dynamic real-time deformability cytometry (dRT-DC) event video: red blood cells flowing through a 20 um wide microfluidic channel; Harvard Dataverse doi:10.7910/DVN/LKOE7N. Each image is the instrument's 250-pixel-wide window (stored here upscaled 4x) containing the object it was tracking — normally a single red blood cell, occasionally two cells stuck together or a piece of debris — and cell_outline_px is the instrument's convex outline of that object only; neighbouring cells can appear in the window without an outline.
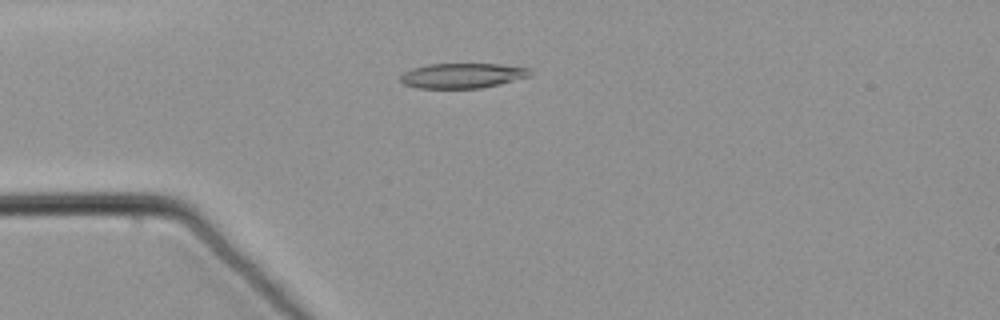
{"species": "common noctule bat (a hibernating species)", "species_latin": "Nyctalus noctula", "temperature_condition": "warm", "stored_images_in_passage": 58, "camera_frame_rate_fps": 3000, "um_per_image_px": 0.085, "animal": {"sex": "male", "body_mass_g": 21.5, "forearm_length_mm": 52.0}, "frame": {"image": 1, "passage_image": 15, "time_ms": 4.667, "image_size_px": [1000, 320], "cell_outline_px": [[532, 76], [500, 84], [480, 88], [420, 88], [404, 84], [400, 80], [400, 76], [404, 72], [412, 68], [428, 64], [500, 64], [532, 68]], "centroid_in_image_um": [39.36, 6.42], "position_along_channel_um": 45.6, "area_um2": 19.02}}
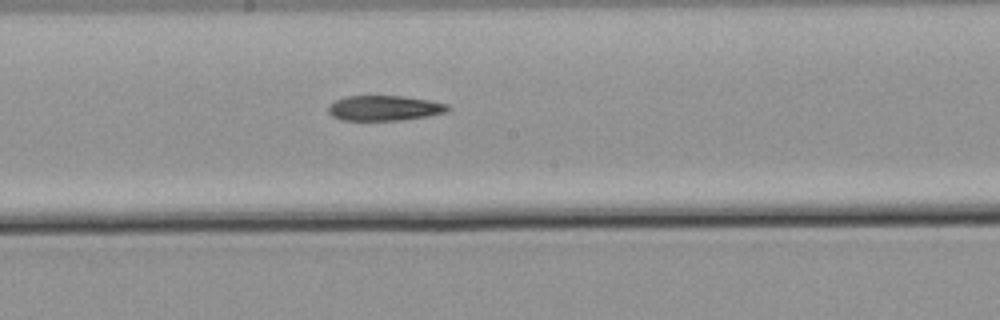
{"frame": {"image": 2, "passage_image": 31, "time_ms": 10.0, "image_size_px": [1000, 320], "cell_outline_px": [[452, 108], [448, 112], [428, 116], [400, 120], [340, 120], [332, 116], [328, 112], [328, 108], [336, 100], [344, 96], [404, 96], [428, 100], [448, 104]], "centroid_in_image_um": [32.7, 9.19], "position_along_channel_um": 215.5, "area_um2": 17.57}}
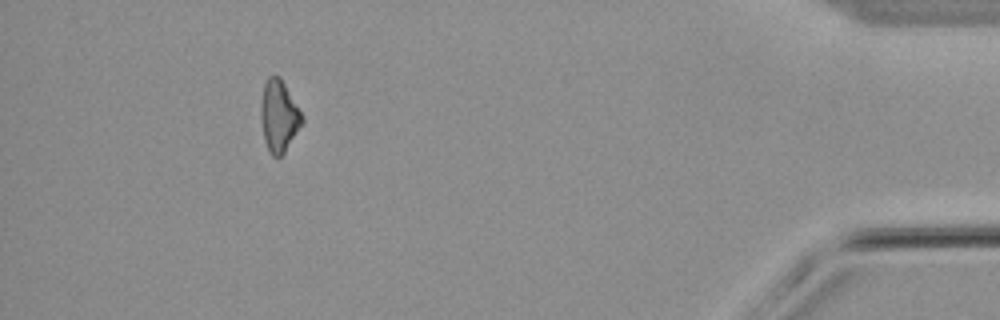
{"frame": {"image": 3, "passage_image": 53, "time_ms": 17.333, "image_size_px": [1000, 320], "cell_outline_px": [[304, 120], [284, 152], [280, 156], [272, 156], [268, 152], [264, 140], [260, 116], [260, 100], [264, 84], [268, 76], [280, 76], [304, 116]], "centroid_in_image_um": [23.69, 9.84], "position_along_channel_um": 411.5, "area_um2": 17.28}}